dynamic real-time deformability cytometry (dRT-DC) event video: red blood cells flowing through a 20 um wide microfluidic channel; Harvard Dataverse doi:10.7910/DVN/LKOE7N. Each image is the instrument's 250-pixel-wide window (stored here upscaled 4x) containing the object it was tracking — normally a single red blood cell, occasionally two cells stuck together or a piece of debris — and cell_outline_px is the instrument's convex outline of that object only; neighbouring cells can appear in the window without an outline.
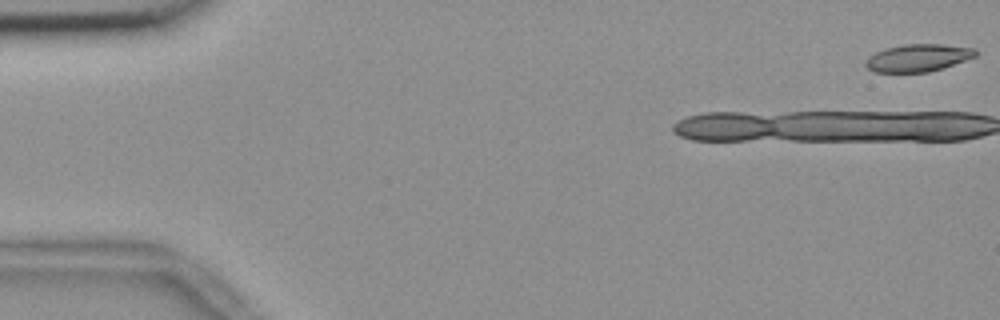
{"species": "common noctule bat (a hibernating species)", "species_latin": "Nyctalus noctula", "temperature_condition": "room temperature", "stored_images_in_passage": 8, "camera_frame_rate_fps": 3000, "um_per_image_px": 0.085, "animal": {"sex": "female", "body_mass_g": 18.4}, "frame": {"image": 1, "passage_image": 1, "time_ms": 0.0, "image_size_px": [1000, 320], "cell_outline_px": [[976, 56], [928, 72], [876, 72], [868, 68], [864, 64], [864, 60], [868, 56], [884, 48], [904, 44], [944, 44], [976, 48]], "centroid_in_image_um": [77.98, 4.9], "position_along_channel_um": 7.0, "area_um2": 17.51}}